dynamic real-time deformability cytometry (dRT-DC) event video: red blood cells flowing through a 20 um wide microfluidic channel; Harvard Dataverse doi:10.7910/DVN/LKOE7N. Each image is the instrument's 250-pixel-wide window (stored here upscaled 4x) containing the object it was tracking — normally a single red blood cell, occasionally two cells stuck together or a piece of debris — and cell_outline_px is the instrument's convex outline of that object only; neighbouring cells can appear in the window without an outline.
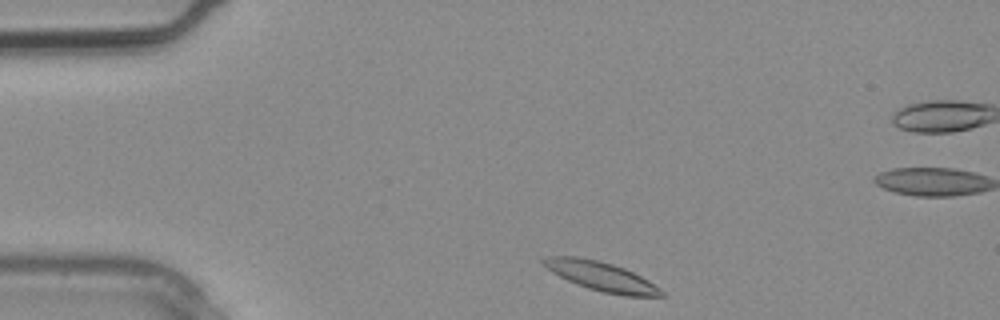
{"species": "common noctule bat (a hibernating species)", "species_latin": "Nyctalus noctula", "temperature_condition": "warm", "stored_images_in_passage": 3, "segment_of_instrument_passage": [2, 2], "camera_frame_rate_fps": 3000, "um_per_image_px": 0.085, "animal": {"sex": "male", "body_mass_g": 20.4}, "frame": {"image": 1, "passage_image": 3, "time_ms": 0.667, "image_size_px": [1000, 320], "cell_outline_px": [[664, 296], [624, 296], [604, 292], [588, 288], [576, 284], [552, 272], [540, 260], [548, 256], [580, 256], [600, 260], [624, 268], [648, 280], [660, 288], [664, 292]], "centroid_in_image_um": [51.11, 23.48], "position_along_channel_um": 33.9, "area_um2": 19.94}}